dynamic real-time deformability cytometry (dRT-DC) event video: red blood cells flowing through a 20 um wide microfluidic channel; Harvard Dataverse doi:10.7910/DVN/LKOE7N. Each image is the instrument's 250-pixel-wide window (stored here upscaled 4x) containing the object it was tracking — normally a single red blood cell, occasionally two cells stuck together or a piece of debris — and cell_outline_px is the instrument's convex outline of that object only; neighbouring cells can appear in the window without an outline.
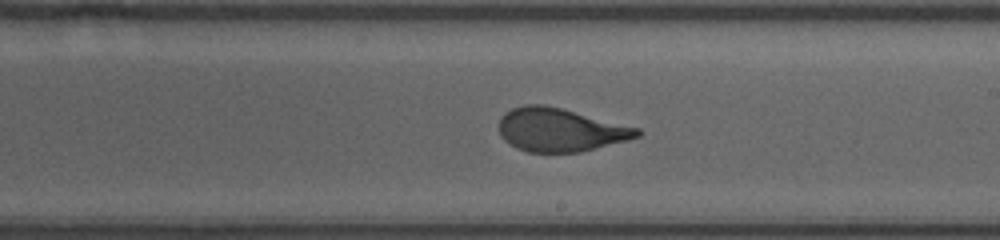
{"species": "human", "species_latin": "Homo sapiens", "temperature_condition": "room temperature", "stored_images_in_passage": 24, "camera_frame_rate_fps": 3000, "um_per_image_px": 0.085, "donor": {"sex": "female"}, "frame": {"image": 1, "passage_image": 14, "time_ms": 4.333, "image_size_px": [1000, 240], "cell_outline_px": [[640, 136], [628, 140], [580, 152], [528, 152], [516, 148], [504, 140], [500, 136], [500, 116], [504, 112], [512, 108], [528, 104], [544, 104], [640, 128]], "centroid_in_image_um": [47.6, 11.04], "position_along_channel_um": 241.4, "area_um2": 34.8}}
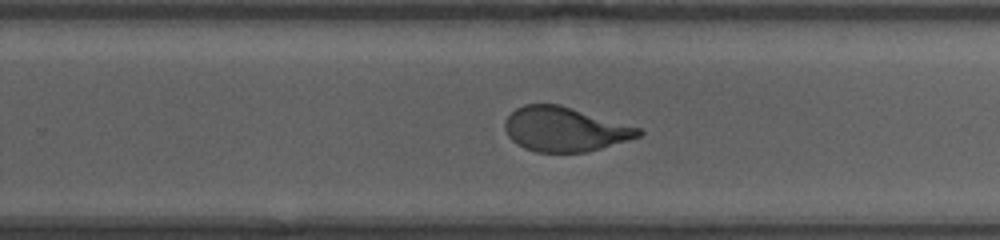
{"frame": {"image": 2, "passage_image": 17, "time_ms": 5.333, "image_size_px": [1000, 240], "cell_outline_px": [[644, 132], [640, 136], [600, 148], [584, 152], [536, 152], [524, 148], [516, 144], [508, 136], [504, 128], [504, 124], [508, 116], [516, 108], [524, 104], [560, 104], [640, 128]], "centroid_in_image_um": [47.97, 10.98], "position_along_channel_um": 281.8, "area_um2": 34.39}}